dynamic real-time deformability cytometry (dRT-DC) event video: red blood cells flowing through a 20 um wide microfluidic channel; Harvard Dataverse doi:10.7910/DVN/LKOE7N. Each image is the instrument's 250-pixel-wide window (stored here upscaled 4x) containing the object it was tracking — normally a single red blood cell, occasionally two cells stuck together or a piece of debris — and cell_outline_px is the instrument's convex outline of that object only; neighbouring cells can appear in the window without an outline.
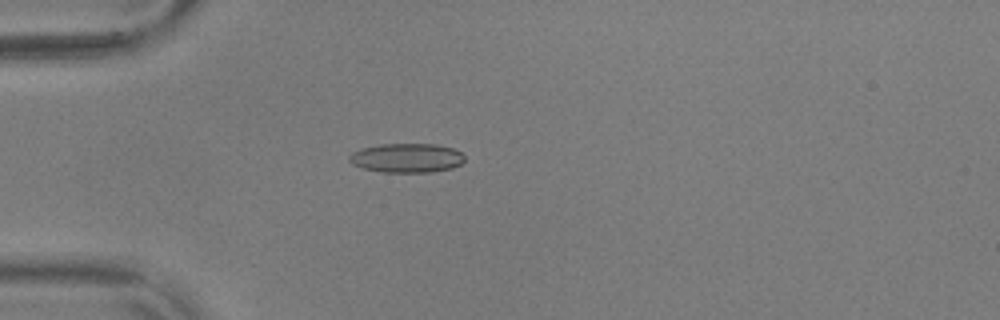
{"species": "common noctule bat (a hibernating species)", "species_latin": "Nyctalus noctula", "temperature_condition": "warm", "stored_images_in_passage": 42, "camera_frame_rate_fps": 3000, "um_per_image_px": 0.085, "animal": {"sex": "male", "body_mass_g": 17.9, "forearm_length_mm": 54.2}, "frame": {"image": 1, "passage_image": 2, "time_ms": 0.333, "image_size_px": [1000, 320], "cell_outline_px": [[464, 160], [460, 164], [452, 168], [432, 172], [384, 172], [364, 168], [352, 164], [348, 160], [348, 156], [352, 152], [360, 148], [380, 144], [436, 144], [452, 148], [460, 152], [464, 156]], "centroid_in_image_um": [34.55, 13.42], "position_along_channel_um": 50.5, "area_um2": 19.65}}
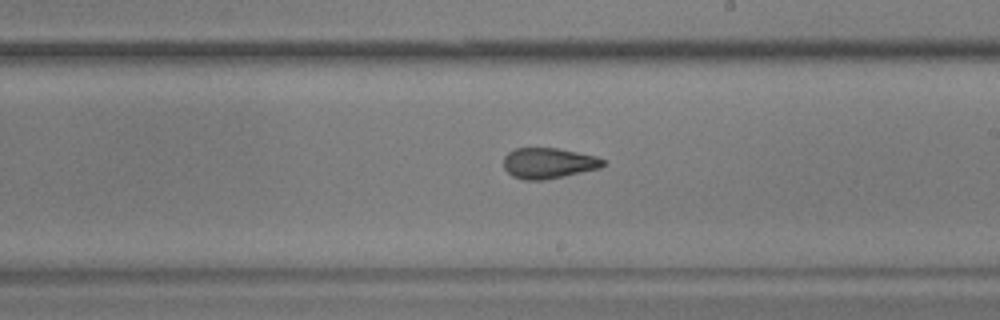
{"frame": {"image": 2, "passage_image": 19, "time_ms": 6.0, "image_size_px": [1000, 320], "cell_outline_px": [[604, 164], [600, 168], [564, 176], [544, 180], [524, 180], [512, 176], [504, 168], [504, 156], [508, 152], [516, 148], [556, 148], [596, 156], [604, 160]], "centroid_in_image_um": [46.59, 13.87], "position_along_channel_um": 242.4, "area_um2": 17.69}}
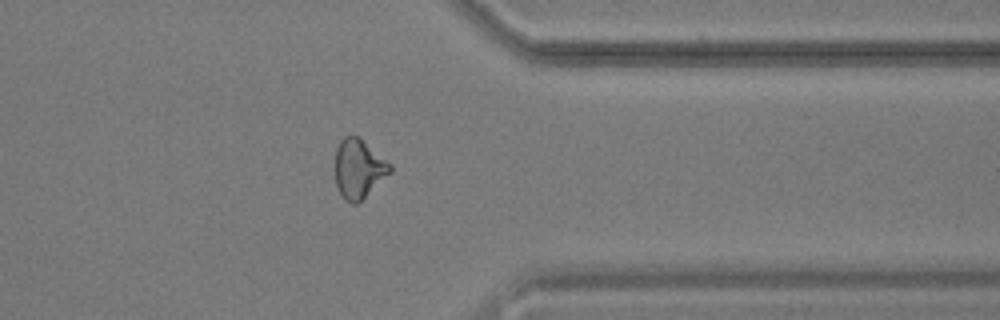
{"frame": {"image": 3, "passage_image": 31, "time_ms": 10.0, "image_size_px": [1000, 320], "cell_outline_px": [[392, 172], [356, 204], [352, 204], [344, 200], [336, 184], [336, 148], [340, 140], [344, 136], [356, 136], [392, 164]], "centroid_in_image_um": [30.49, 14.35], "position_along_channel_um": 380.9, "area_um2": 18.61}, "authors_computed_cell_mechanics": {"area_um2": 18.3515, "velocity_mm_per_s": 3.6237, "shape_relaxation_time_tau1_ms": 9.8225, "shape_relaxation_time_tau2_ms": 1.8636, "deformation_change_tau1": 0.2434, "deformation_change_tau2": 0.0909}}